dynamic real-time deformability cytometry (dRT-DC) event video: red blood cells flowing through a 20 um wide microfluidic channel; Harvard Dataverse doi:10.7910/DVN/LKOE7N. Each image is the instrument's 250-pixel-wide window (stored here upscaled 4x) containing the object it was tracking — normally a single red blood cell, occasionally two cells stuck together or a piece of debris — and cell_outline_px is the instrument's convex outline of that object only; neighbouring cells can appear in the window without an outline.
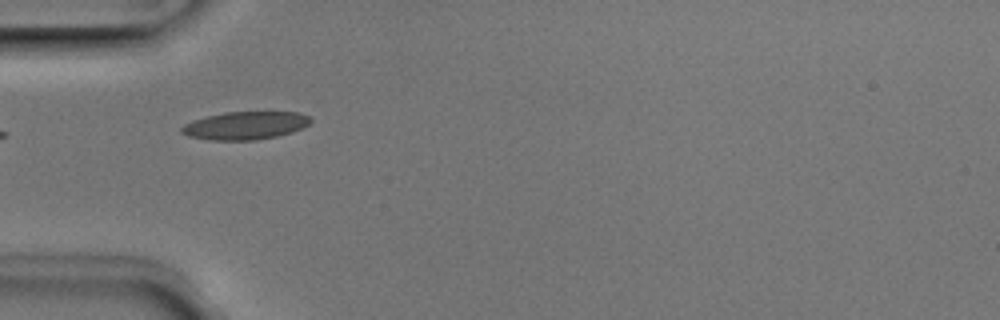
{"species": "Egyptian fruit bat (a non-hibernating species)", "species_latin": "Rousettus aegyptiacus", "temperature_condition": "room temperature", "stored_images_in_passage": 3, "camera_frame_rate_fps": 3000, "um_per_image_px": 0.085, "animal": {"sex": "male"}, "frame": {"image": 1, "passage_image": 1, "time_ms": 0.0, "image_size_px": [1000, 320], "cell_outline_px": [[312, 120], [308, 124], [292, 132], [276, 136], [256, 140], [208, 140], [188, 136], [180, 132], [180, 128], [184, 124], [192, 120], [224, 112], [300, 112], [308, 116]], "centroid_in_image_um": [20.81, 10.67], "position_along_channel_um": 64.2, "area_um2": 20.98}}
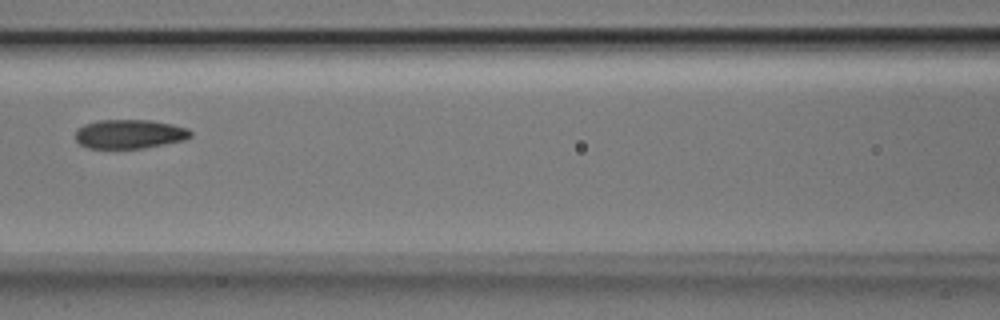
{"frame": {"image": 2, "passage_image": 3, "time_ms": 0.667, "image_size_px": [1000, 320], "cell_outline_px": [[192, 136], [184, 140], [144, 148], [88, 148], [80, 144], [76, 140], [76, 128], [84, 124], [96, 120], [152, 120], [172, 124], [188, 128], [192, 132]], "centroid_in_image_um": [11.01, 11.38], "position_along_channel_um": 155.6, "area_um2": 19.65}}